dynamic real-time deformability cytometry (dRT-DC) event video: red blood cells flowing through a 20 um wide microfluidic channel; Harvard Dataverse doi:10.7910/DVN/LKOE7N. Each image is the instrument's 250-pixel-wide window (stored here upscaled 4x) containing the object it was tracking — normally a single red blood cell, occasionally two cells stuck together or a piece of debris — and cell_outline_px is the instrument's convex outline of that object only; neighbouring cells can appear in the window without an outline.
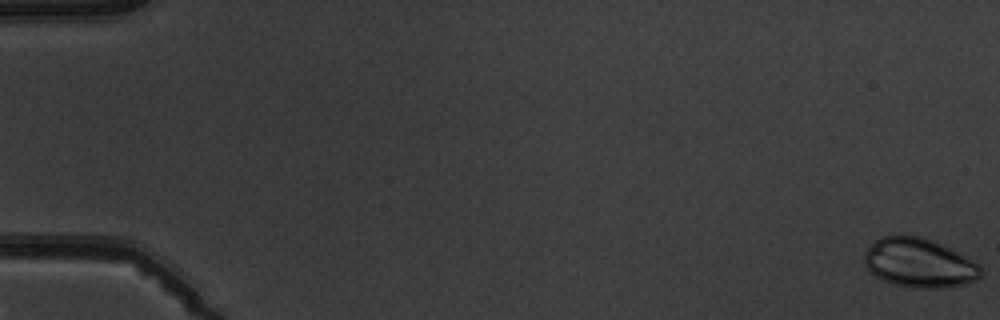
{"species": "common noctule bat (a hibernating species)", "species_latin": "Nyctalus noctula", "temperature_condition": "warm", "stored_images_in_passage": 8, "camera_frame_rate_fps": 3000, "um_per_image_px": 0.085, "animal": {"sex": "male", "body_mass_g": 19.5, "forearm_length_mm": 54.6}, "frame": {"image": 1, "passage_image": 1, "time_ms": 0.0, "image_size_px": [1000, 320], "cell_outline_px": [[984, 272], [976, 280], [964, 284], [944, 288], [912, 288], [896, 284], [884, 280], [876, 276], [864, 264], [864, 252], [880, 236], [920, 236], [932, 240], [980, 264]], "centroid_in_image_um": [78.15, 22.36], "position_along_channel_um": 6.9, "area_um2": 33.12}}
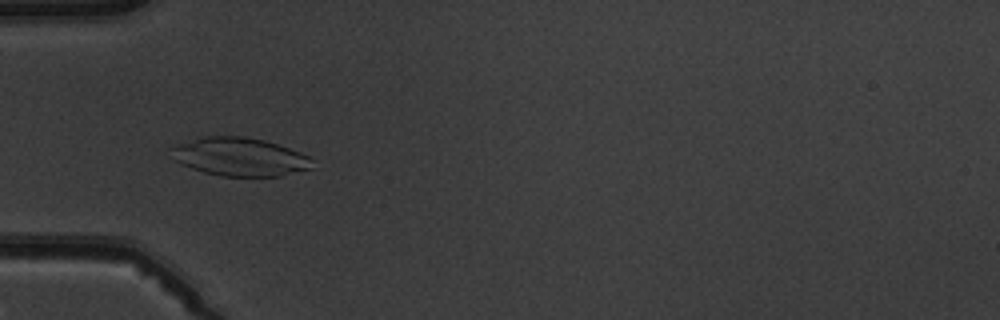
{"frame": {"image": 2, "passage_image": 6, "time_ms": 6.0, "image_size_px": [1000, 320], "cell_outline_px": [[316, 160], [312, 168], [280, 176], [220, 176], [204, 172], [180, 164], [172, 160], [168, 148], [176, 144], [200, 136], [244, 136], [264, 140], [300, 152]], "centroid_in_image_um": [20.33, 13.32], "position_along_channel_um": 64.7, "area_um2": 31.96}}
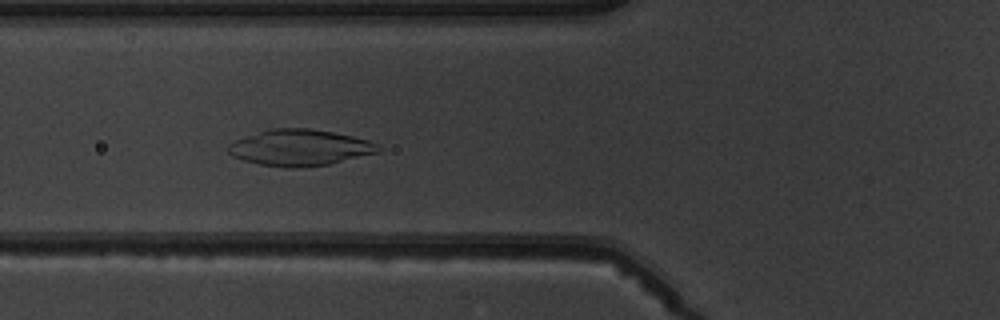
{"frame": {"image": 3, "passage_image": 7, "time_ms": 7.0, "image_size_px": [1000, 320], "cell_outline_px": [[380, 152], [328, 164], [300, 168], [284, 168], [260, 164], [244, 160], [232, 156], [228, 152], [228, 144], [236, 140], [272, 128], [308, 128], [332, 132], [352, 136], [368, 140], [376, 144], [380, 148]], "centroid_in_image_um": [25.49, 12.56], "position_along_channel_um": 100.3, "area_um2": 31.39}}